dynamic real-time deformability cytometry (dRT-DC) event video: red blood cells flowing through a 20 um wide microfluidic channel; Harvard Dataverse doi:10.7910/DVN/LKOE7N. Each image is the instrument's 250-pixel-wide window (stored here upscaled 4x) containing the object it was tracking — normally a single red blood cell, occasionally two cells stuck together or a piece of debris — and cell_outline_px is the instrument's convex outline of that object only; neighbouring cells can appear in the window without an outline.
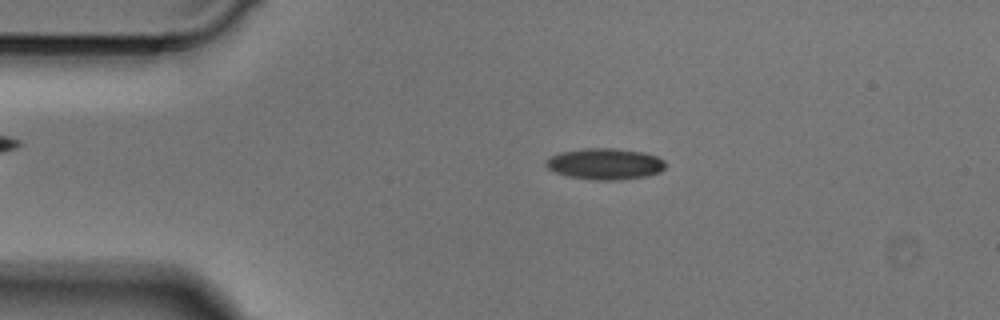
{"species": "Egyptian fruit bat (a non-hibernating species)", "species_latin": "Rousettus aegyptiacus", "temperature_condition": "cold", "stored_images_in_passage": 48, "camera_frame_rate_fps": 3000, "um_per_image_px": 0.085, "animal": {"sex": "male"}, "frame": {"image": 1, "passage_image": 9, "time_ms": 2.667, "image_size_px": [1000, 320], "cell_outline_px": [[664, 168], [660, 172], [648, 176], [620, 180], [596, 180], [568, 176], [556, 172], [548, 168], [544, 164], [544, 160], [560, 152], [584, 148], [612, 148], [644, 152], [656, 156], [664, 160]], "centroid_in_image_um": [51.42, 13.93], "position_along_channel_um": 33.6, "area_um2": 21.79}}
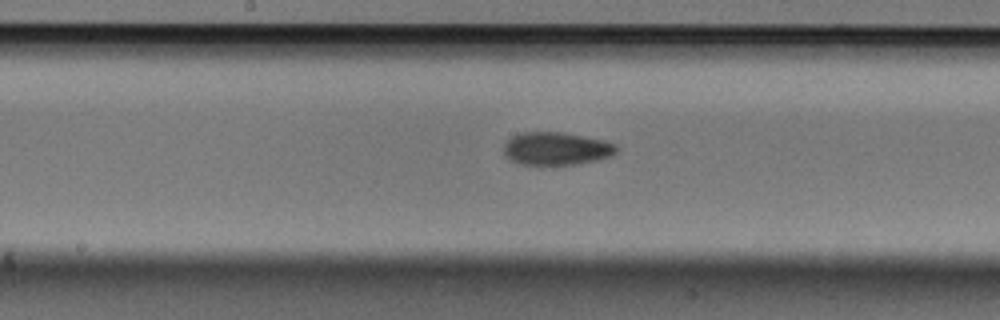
{"frame": {"image": 2, "passage_image": 24, "time_ms": 7.667, "image_size_px": [1000, 320], "cell_outline_px": [[620, 148], [612, 156], [596, 160], [576, 164], [516, 164], [504, 156], [504, 144], [512, 136], [520, 132], [560, 132], [604, 140], [616, 144]], "centroid_in_image_um": [47.28, 12.63], "position_along_channel_um": 200.9, "area_um2": 21.68}}
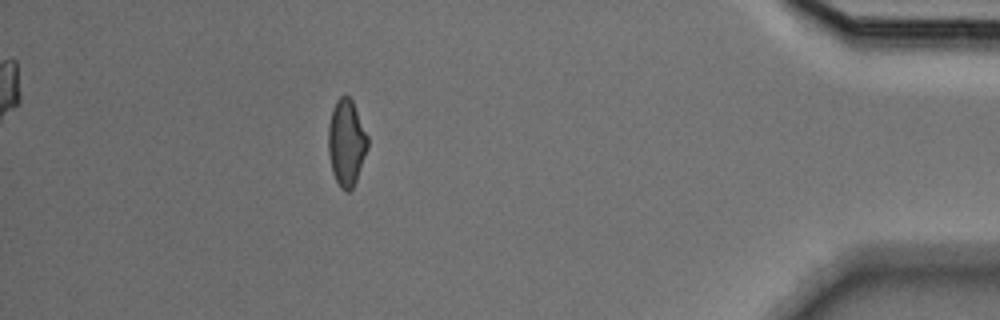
{"frame": {"image": 3, "passage_image": 43, "time_ms": 14.0, "image_size_px": [1000, 320], "cell_outline_px": [[368, 148], [356, 180], [352, 188], [348, 192], [344, 192], [340, 188], [332, 172], [328, 152], [328, 124], [332, 108], [336, 100], [340, 96], [348, 96], [352, 100], [368, 136]], "centroid_in_image_um": [29.43, 12.13], "position_along_channel_um": 405.8, "area_um2": 19.94}}